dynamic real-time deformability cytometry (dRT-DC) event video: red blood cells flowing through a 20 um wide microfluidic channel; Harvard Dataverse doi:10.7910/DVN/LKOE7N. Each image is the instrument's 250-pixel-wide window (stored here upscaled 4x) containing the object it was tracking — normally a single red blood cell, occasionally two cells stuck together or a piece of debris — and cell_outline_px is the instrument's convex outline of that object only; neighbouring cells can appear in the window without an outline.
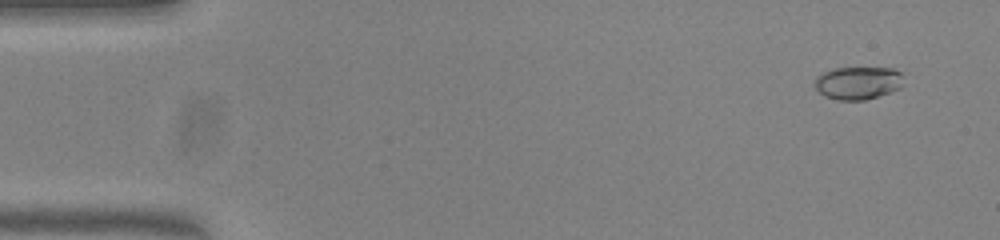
{"species": "common noctule bat (a hibernating species)", "species_latin": "Nyctalus noctula", "temperature_condition": "warm", "stored_images_in_passage": 10, "camera_frame_rate_fps": 3000, "um_per_image_px": 0.085, "animal": {"sex": "female", "body_mass_g": 23.0, "forearm_length_mm": 53.4}, "frame": {"image": 1, "passage_image": 4, "time_ms": 1.0, "image_size_px": [1000, 240], "cell_outline_px": [[904, 84], [900, 88], [864, 100], [836, 100], [824, 96], [816, 88], [816, 76], [832, 68], [892, 68], [900, 72]], "centroid_in_image_um": [72.92, 7.04], "position_along_channel_um": 12.1, "area_um2": 16.88}}